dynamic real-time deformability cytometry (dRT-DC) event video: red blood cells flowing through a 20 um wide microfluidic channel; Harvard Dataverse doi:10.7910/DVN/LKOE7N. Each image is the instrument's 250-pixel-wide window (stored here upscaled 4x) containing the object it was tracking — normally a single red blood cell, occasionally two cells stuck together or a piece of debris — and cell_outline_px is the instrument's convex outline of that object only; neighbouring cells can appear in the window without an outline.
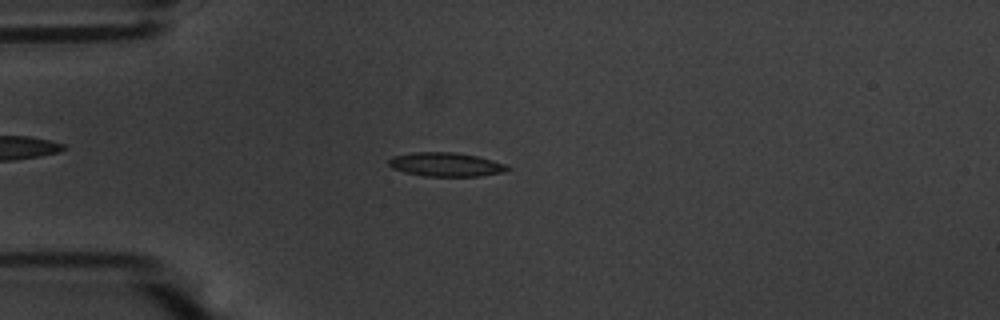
{"species": "common noctule bat (a hibernating species)", "species_latin": "Nyctalus noctula", "temperature_condition": "warm", "stored_images_in_passage": 55, "camera_frame_rate_fps": 3000, "um_per_image_px": 0.085, "animal": {"sex": "male", "body_mass_g": 20.1, "forearm_length_mm": 53.5}, "frame": {"image": 1, "passage_image": 14, "time_ms": 4.333, "image_size_px": [1000, 320], "cell_outline_px": [[512, 168], [504, 172], [480, 176], [424, 176], [404, 172], [392, 168], [388, 164], [388, 160], [392, 156], [412, 152], [452, 152], [476, 156], [492, 160], [504, 164]], "centroid_in_image_um": [37.87, 13.98], "position_along_channel_um": 47.1, "area_um2": 16.53}}
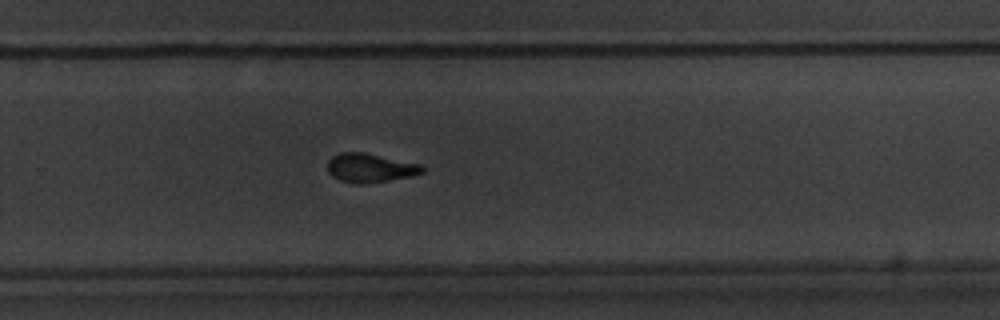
{"frame": {"image": 2, "passage_image": 36, "time_ms": 11.667, "image_size_px": [1000, 320], "cell_outline_px": [[424, 172], [412, 176], [364, 184], [356, 184], [340, 180], [332, 176], [328, 172], [328, 160], [332, 156], [340, 152], [364, 152], [420, 164], [424, 168]], "centroid_in_image_um": [31.44, 14.27], "position_along_channel_um": 298.4, "area_um2": 15.95}}
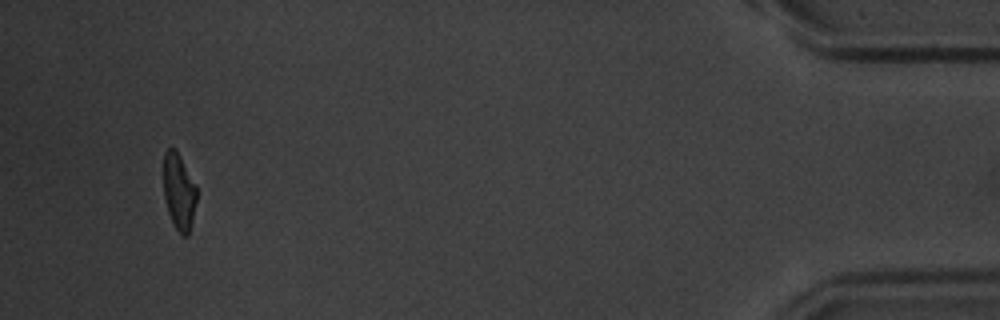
{"frame": {"image": 3, "passage_image": 52, "time_ms": 17.0, "image_size_px": [1000, 320], "cell_outline_px": [[196, 200], [192, 220], [188, 236], [184, 236], [176, 228], [168, 212], [164, 196], [164, 152], [168, 148], [176, 148], [196, 184]], "centroid_in_image_um": [15.21, 16.24], "position_along_channel_um": 420.0, "area_um2": 14.62}, "authors_computed_cell_mechanics": {"area_um2": 16.0106, "velocity_mm_per_s": 3.639, "shape_relaxation_time_tau1_ms": 3.2788, "shape_relaxation_time_tau2_ms": 2.6473, "deformation_change_tau1": 0.1797, "deformation_change_tau2": 0.1073}}